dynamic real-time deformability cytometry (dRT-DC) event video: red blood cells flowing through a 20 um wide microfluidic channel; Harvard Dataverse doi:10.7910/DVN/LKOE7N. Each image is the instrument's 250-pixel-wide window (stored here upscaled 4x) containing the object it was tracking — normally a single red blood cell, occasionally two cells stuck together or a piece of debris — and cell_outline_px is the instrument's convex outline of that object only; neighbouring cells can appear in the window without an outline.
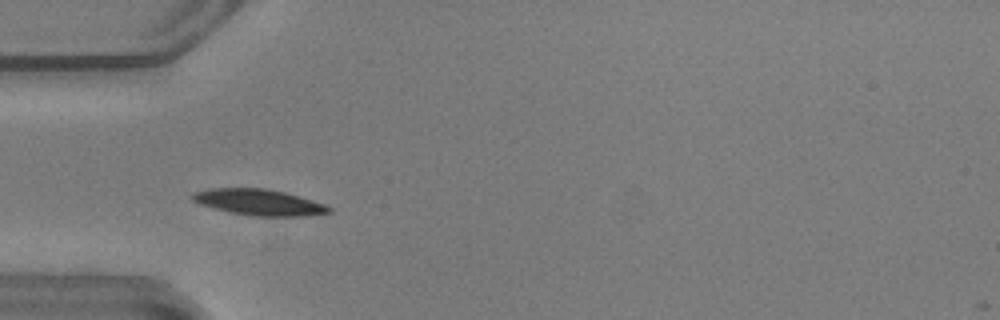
{"species": "common noctule bat (a hibernating species)", "species_latin": "Nyctalus noctula", "temperature_condition": "warm", "stored_images_in_passage": 37, "camera_frame_rate_fps": 3000, "um_per_image_px": 0.085, "animal": {"sex": "male", "body_mass_g": 20.5, "forearm_length_mm": 52.5}, "frame": {"image": 1, "passage_image": 6, "time_ms": 1.667, "image_size_px": [1000, 320], "cell_outline_px": [[332, 212], [304, 216], [252, 216], [228, 212], [200, 204], [192, 200], [192, 192], [212, 188], [264, 188], [284, 192], [312, 200], [324, 204], [332, 208]], "centroid_in_image_um": [22.0, 17.19], "position_along_channel_um": 63.0, "area_um2": 20.69}, "authors_computed_cell_mechanics": {"area_um2": 19.8832, "velocity_mm_per_s": 3.8261, "shape_relaxation_time_tau1_ms": 1.6411, "shape_relaxation_time_tau2_ms": null, "deformation_change_tau1": 0.1342, "deformation_change_tau2": null}}